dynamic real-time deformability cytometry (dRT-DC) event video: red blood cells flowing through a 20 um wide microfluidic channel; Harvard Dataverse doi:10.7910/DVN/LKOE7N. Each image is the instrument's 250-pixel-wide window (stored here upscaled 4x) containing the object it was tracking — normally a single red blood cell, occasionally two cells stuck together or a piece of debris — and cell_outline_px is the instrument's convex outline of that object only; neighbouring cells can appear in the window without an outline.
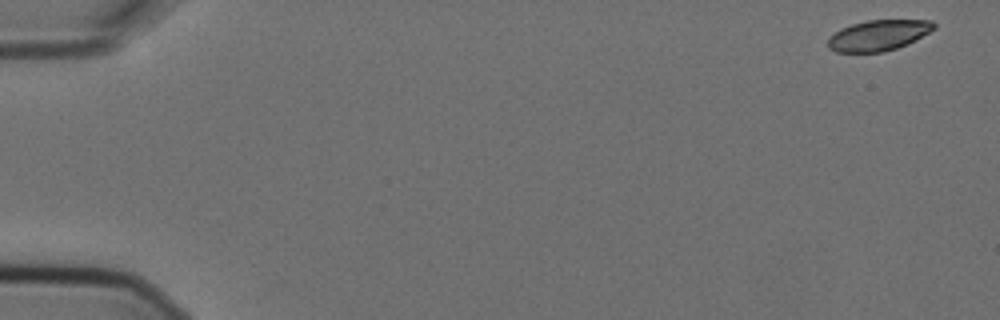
{"species": "Egyptian fruit bat (a non-hibernating species)", "species_latin": "Rousettus aegyptiacus", "temperature_condition": "cold", "stored_images_in_passage": 4, "camera_frame_rate_fps": 3000, "um_per_image_px": 0.085, "animal": {"sex": "female"}, "frame": {"image": 1, "passage_image": 1, "time_ms": 0.0, "image_size_px": [1000, 320], "cell_outline_px": [[936, 28], [908, 44], [884, 52], [836, 52], [828, 48], [828, 36], [840, 28], [852, 24], [868, 20], [932, 20], [936, 24]], "centroid_in_image_um": [74.65, 3.0], "position_along_channel_um": 10.3, "area_um2": 19.07}}